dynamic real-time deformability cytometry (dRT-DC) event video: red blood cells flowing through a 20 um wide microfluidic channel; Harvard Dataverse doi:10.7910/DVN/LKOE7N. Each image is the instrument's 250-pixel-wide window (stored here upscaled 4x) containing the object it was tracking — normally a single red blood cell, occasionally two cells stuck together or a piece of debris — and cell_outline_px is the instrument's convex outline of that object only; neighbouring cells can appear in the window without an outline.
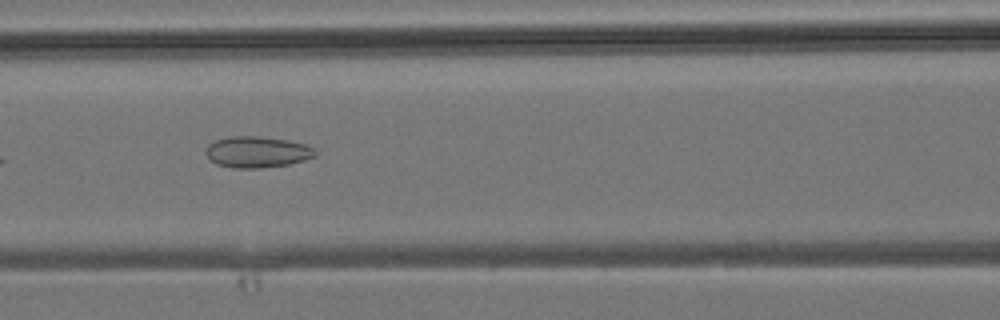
{"species": "common noctule bat (a hibernating species)", "species_latin": "Nyctalus noctula", "temperature_condition": "room temperature", "stored_images_in_passage": 6, "camera_frame_rate_fps": 3000, "um_per_image_px": 0.085, "animal": {"sex": "male", "body_mass_g": 19.2, "forearm_length_mm": 51.8}, "frame": {"image": 1, "passage_image": 5, "time_ms": 4.667, "image_size_px": [1000, 320], "cell_outline_px": [[316, 156], [304, 160], [288, 164], [260, 168], [232, 168], [216, 164], [208, 160], [204, 152], [208, 144], [216, 140], [228, 136], [260, 136], [288, 140], [308, 144], [316, 152]], "centroid_in_image_um": [21.82, 12.91], "position_along_channel_um": 144.8, "area_um2": 20.17}}
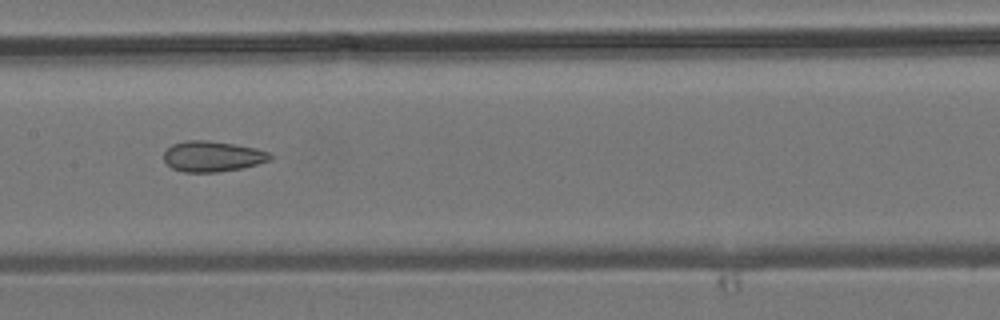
{"frame": {"image": 2, "passage_image": 6, "time_ms": 5.667, "image_size_px": [1000, 320], "cell_outline_px": [[272, 156], [268, 160], [244, 168], [216, 172], [184, 172], [172, 168], [164, 160], [164, 152], [172, 144], [184, 140], [208, 140], [256, 148], [268, 152]], "centroid_in_image_um": [18.02, 13.29], "position_along_channel_um": 189.4, "area_um2": 18.84}}